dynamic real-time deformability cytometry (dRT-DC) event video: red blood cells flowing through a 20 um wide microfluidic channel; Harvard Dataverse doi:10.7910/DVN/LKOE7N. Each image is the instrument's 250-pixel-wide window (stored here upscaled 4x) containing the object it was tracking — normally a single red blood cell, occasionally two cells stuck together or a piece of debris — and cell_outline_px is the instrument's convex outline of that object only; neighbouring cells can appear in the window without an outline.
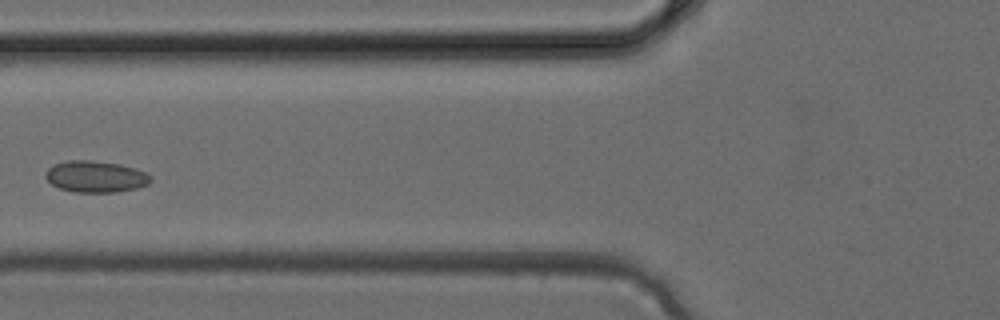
{"species": "common noctule bat (a hibernating species)", "species_latin": "Nyctalus noctula", "temperature_condition": "cold", "stored_images_in_passage": 3, "camera_frame_rate_fps": 3000, "um_per_image_px": 0.085, "animal": {"sex": "female", "body_mass_g": 24.6, "forearm_length_mm": 56.2}, "frame": {"image": 1, "passage_image": 3, "time_ms": 0.667, "image_size_px": [1000, 320], "cell_outline_px": [[152, 180], [148, 184], [136, 188], [116, 192], [72, 192], [60, 188], [52, 184], [44, 176], [48, 168], [52, 164], [68, 160], [92, 160], [120, 164], [136, 168], [152, 176]], "centroid_in_image_um": [8.12, 15.0], "position_along_channel_um": 117.7, "area_um2": 19.42}}